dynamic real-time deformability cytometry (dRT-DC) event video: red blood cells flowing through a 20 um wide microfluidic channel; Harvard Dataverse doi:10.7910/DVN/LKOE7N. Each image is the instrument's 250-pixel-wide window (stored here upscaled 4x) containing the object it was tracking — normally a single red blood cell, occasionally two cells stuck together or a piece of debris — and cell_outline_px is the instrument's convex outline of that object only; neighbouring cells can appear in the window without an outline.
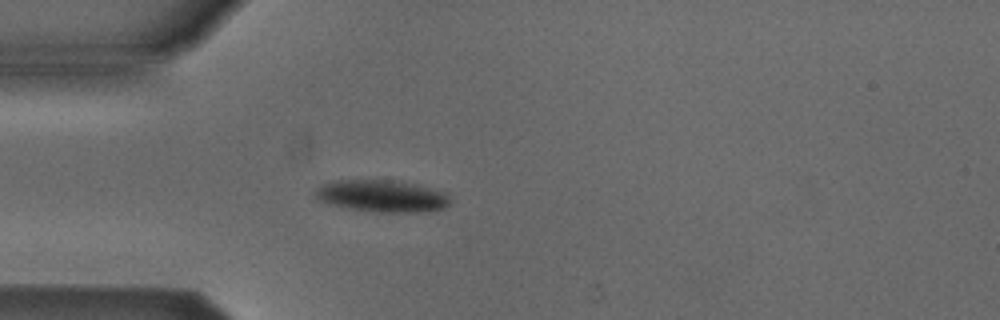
{"species": "Egyptian fruit bat (a non-hibernating species)", "species_latin": "Rousettus aegyptiacus", "temperature_condition": "cold", "stored_images_in_passage": 40, "camera_frame_rate_fps": 3000, "um_per_image_px": 0.085, "animal": {"sex": "male"}, "frame": {"image": 1, "passage_image": 2, "time_ms": 0.333, "image_size_px": [1000, 320], "cell_outline_px": [[448, 204], [444, 208], [428, 212], [372, 212], [340, 208], [316, 200], [316, 188], [332, 180], [392, 180], [416, 184], [448, 192]], "centroid_in_image_um": [32.44, 16.67], "position_along_channel_um": 52.6, "area_um2": 25.61}}
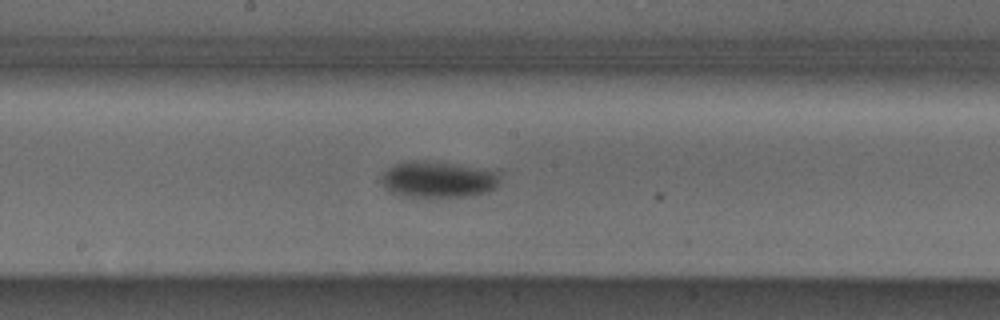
{"frame": {"image": 2, "passage_image": 15, "time_ms": 4.667, "image_size_px": [1000, 320], "cell_outline_px": [[500, 184], [496, 188], [488, 192], [476, 196], [432, 200], [400, 196], [392, 192], [380, 184], [380, 176], [392, 164], [416, 160], [424, 160], [500, 168]], "centroid_in_image_um": [37.34, 15.28], "position_along_channel_um": 210.9, "area_um2": 27.28}}
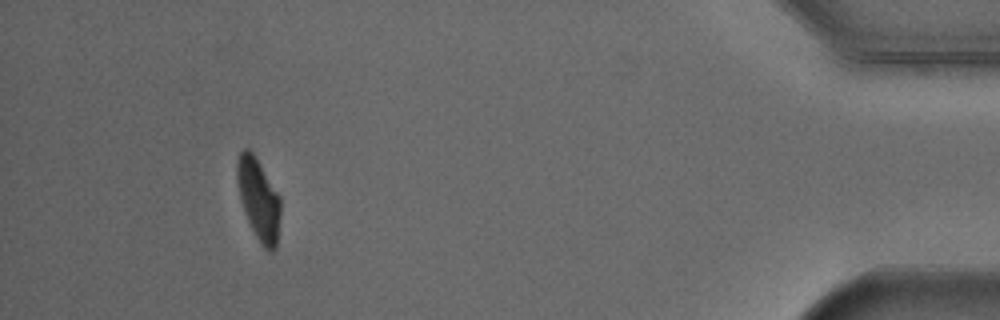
{"frame": {"image": 3, "passage_image": 36, "time_ms": 11.667, "image_size_px": [1000, 320], "cell_outline_px": [[280, 216], [276, 248], [272, 252], [268, 252], [260, 244], [244, 212], [240, 200], [236, 176], [236, 164], [240, 152], [244, 148], [248, 148], [252, 152], [280, 196]], "centroid_in_image_um": [21.97, 16.96], "position_along_channel_um": 413.2, "area_um2": 20.58}, "authors_computed_cell_mechanics": {"area_um2": 24.0159, "velocity_mm_per_s": 3.853, "shape_relaxation_time_tau1_ms": 3.6462, "shape_relaxation_time_tau2_ms": null, "deformation_change_tau1": 0.1189, "deformation_change_tau2": null}}